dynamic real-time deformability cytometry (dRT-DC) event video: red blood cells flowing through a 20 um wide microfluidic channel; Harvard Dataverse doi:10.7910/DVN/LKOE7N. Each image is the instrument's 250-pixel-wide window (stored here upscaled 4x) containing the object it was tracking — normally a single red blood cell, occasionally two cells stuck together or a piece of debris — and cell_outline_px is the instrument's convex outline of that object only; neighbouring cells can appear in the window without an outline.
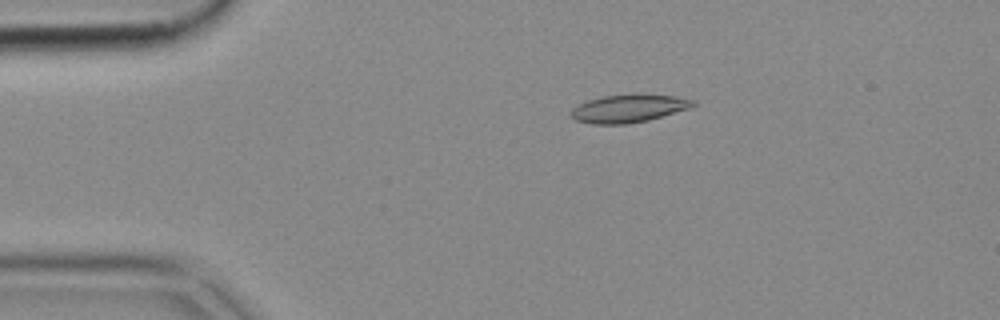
{"species": "common noctule bat (a hibernating species)", "species_latin": "Nyctalus noctula", "temperature_condition": "cold", "stored_images_in_passage": 52, "camera_frame_rate_fps": 3000, "um_per_image_px": 0.085, "animal": {"sex": "female", "body_mass_g": 18.4}, "frame": {"image": 1, "passage_image": 10, "time_ms": 3.0, "image_size_px": [1000, 320], "cell_outline_px": [[696, 104], [688, 108], [648, 120], [628, 124], [592, 124], [576, 120], [568, 112], [572, 108], [588, 100], [604, 96], [676, 96], [696, 100]], "centroid_in_image_um": [53.39, 9.25], "position_along_channel_um": 31.6, "area_um2": 19.13}}
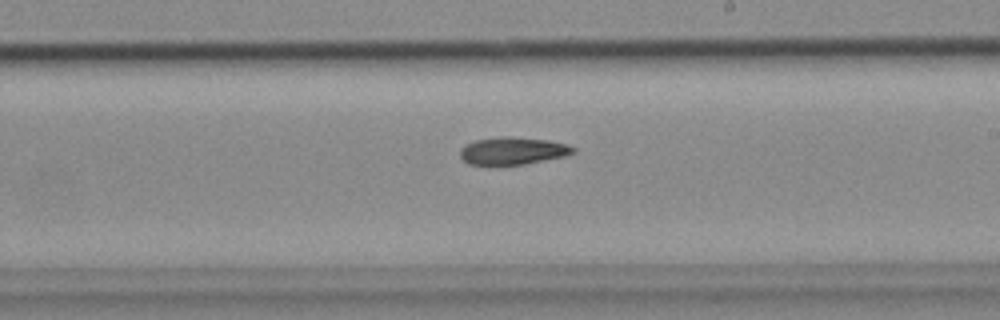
{"frame": {"image": 2, "passage_image": 30, "time_ms": 9.667, "image_size_px": [1000, 320], "cell_outline_px": [[576, 152], [564, 156], [524, 164], [496, 168], [488, 168], [468, 164], [460, 156], [460, 148], [464, 144], [476, 140], [500, 136], [508, 136], [548, 140], [568, 144], [576, 148]], "centroid_in_image_um": [43.51, 12.86], "position_along_channel_um": 245.5, "area_um2": 18.96}}
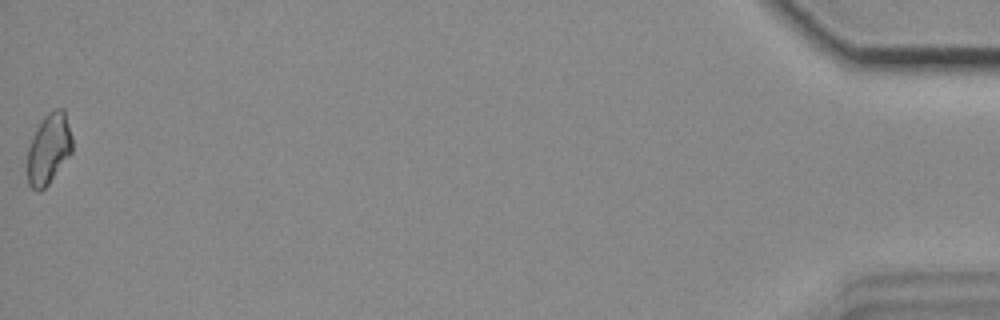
{"frame": {"image": 3, "passage_image": 52, "time_ms": 17.0, "image_size_px": [1000, 320], "cell_outline_px": [[72, 152], [48, 184], [40, 192], [32, 188], [28, 184], [28, 148], [32, 136], [36, 128], [44, 116], [48, 112], [56, 108], [64, 108], [72, 136]], "centroid_in_image_um": [4.15, 12.63], "position_along_channel_um": 431.1, "area_um2": 18.44}}